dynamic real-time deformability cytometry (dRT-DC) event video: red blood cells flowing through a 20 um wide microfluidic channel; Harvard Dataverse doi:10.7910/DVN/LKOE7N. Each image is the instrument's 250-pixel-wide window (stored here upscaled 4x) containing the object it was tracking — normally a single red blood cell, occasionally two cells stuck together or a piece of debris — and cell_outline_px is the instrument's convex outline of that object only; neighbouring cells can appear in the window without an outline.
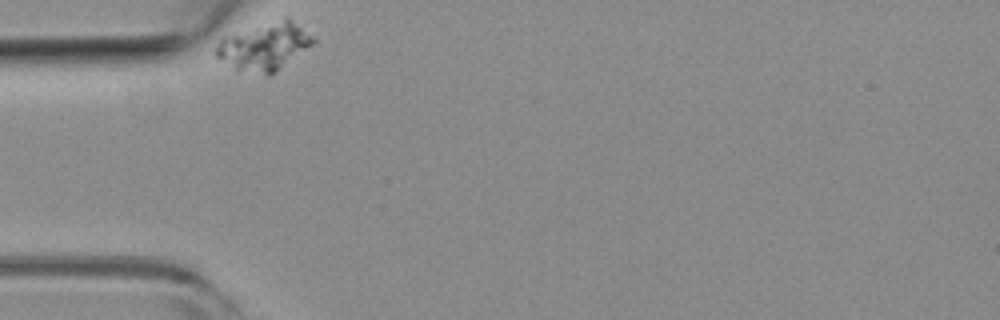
{"species": "common noctule bat (a hibernating species)", "species_latin": "Nyctalus noctula", "temperature_condition": "room temperature", "stored_images_in_passage": 36, "camera_frame_rate_fps": 3000, "um_per_image_px": 0.085, "animal": {"sex": "female", "body_mass_g": 19.3, "forearm_length_mm": 54.1}, "frame": {"image": 1, "passage_image": 1, "time_ms": 0.0, "image_size_px": [1000, 320], "cell_outline_px": [[316, 44], [276, 72], [268, 76], [236, 68], [216, 56], [212, 52], [216, 44], [224, 36], [284, 16], [288, 16], [316, 36]], "centroid_in_image_um": [22.57, 3.91], "position_along_channel_um": 62.4, "area_um2": 27.51}}
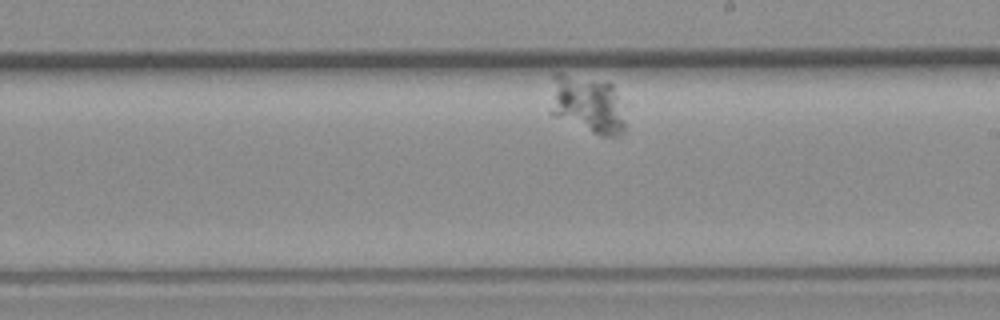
{"frame": {"image": 2, "passage_image": 21, "time_ms": 6.667, "image_size_px": [1000, 320], "cell_outline_px": [[624, 132], [620, 136], [600, 136], [556, 116], [548, 112], [552, 72], [560, 72], [608, 80], [612, 84], [624, 120]], "centroid_in_image_um": [49.84, 8.81], "position_along_channel_um": 239.2, "area_um2": 25.78}}
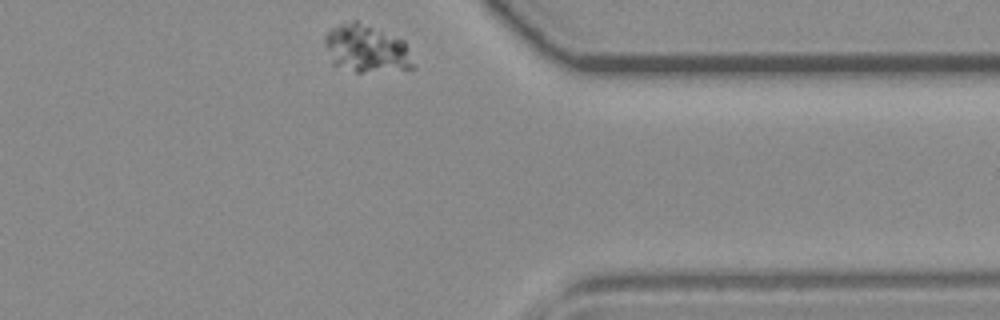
{"frame": {"image": 3, "passage_image": 36, "time_ms": 11.667, "image_size_px": [1000, 320], "cell_outline_px": [[416, 68], [360, 72], [356, 72], [332, 64], [324, 44], [324, 36], [332, 28], [340, 24], [352, 20], [356, 20], [404, 40], [416, 64]], "centroid_in_image_um": [31.15, 4.14], "position_along_channel_um": 380.2, "area_um2": 24.57}}